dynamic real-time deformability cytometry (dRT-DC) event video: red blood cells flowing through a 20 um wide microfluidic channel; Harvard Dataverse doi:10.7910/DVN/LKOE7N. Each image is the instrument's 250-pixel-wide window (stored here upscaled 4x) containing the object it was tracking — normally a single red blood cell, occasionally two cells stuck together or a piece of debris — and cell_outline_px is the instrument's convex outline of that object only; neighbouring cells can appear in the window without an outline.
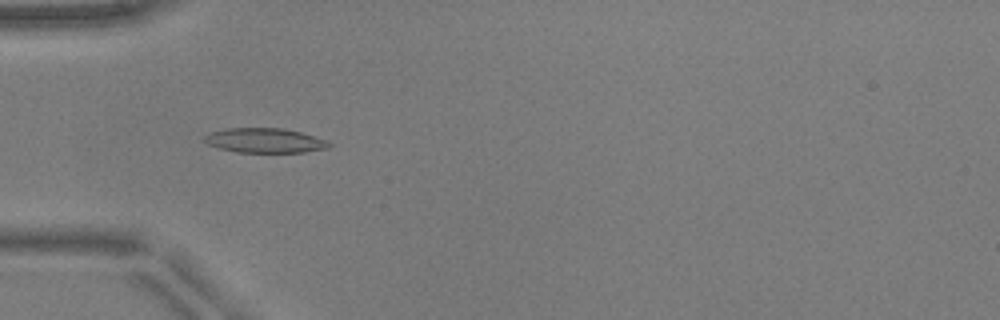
{"species": "common noctule bat (a hibernating species)", "species_latin": "Nyctalus noctula", "temperature_condition": "warm", "stored_images_in_passage": 16, "camera_frame_rate_fps": 3000, "um_per_image_px": 0.085, "animal": {"sex": "male", "body_mass_g": 17.9, "forearm_length_mm": 54.2}, "frame": {"image": 1, "passage_image": 2, "time_ms": 0.333, "image_size_px": [1000, 320], "cell_outline_px": [[332, 144], [328, 148], [304, 152], [236, 152], [220, 148], [208, 144], [204, 140], [204, 136], [208, 132], [228, 128], [284, 128], [300, 132], [328, 140]], "centroid_in_image_um": [22.51, 11.93], "position_along_channel_um": 62.5, "area_um2": 17.92}}
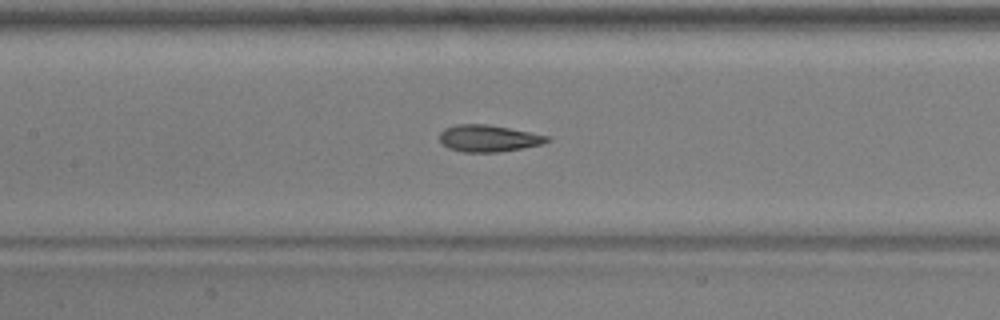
{"frame": {"image": 2, "passage_image": 10, "time_ms": 3.0, "image_size_px": [1000, 320], "cell_outline_px": [[552, 140], [544, 144], [524, 148], [496, 152], [464, 152], [448, 148], [440, 140], [440, 132], [444, 128], [456, 124], [488, 124], [552, 136]], "centroid_in_image_um": [41.58, 11.75], "position_along_channel_um": 165.8, "area_um2": 16.99}}
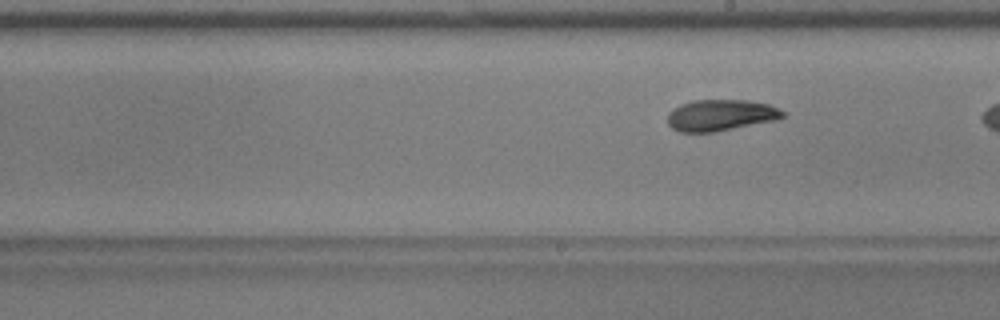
{"frame": {"image": 3, "passage_image": 16, "time_ms": 5.0, "image_size_px": [1000, 320], "cell_outline_px": [[784, 116], [776, 120], [716, 132], [680, 132], [672, 128], [668, 124], [668, 112], [672, 108], [680, 104], [692, 100], [744, 100], [768, 104], [784, 112]], "centroid_in_image_um": [61.21, 9.79], "position_along_channel_um": 227.8, "area_um2": 21.04}}